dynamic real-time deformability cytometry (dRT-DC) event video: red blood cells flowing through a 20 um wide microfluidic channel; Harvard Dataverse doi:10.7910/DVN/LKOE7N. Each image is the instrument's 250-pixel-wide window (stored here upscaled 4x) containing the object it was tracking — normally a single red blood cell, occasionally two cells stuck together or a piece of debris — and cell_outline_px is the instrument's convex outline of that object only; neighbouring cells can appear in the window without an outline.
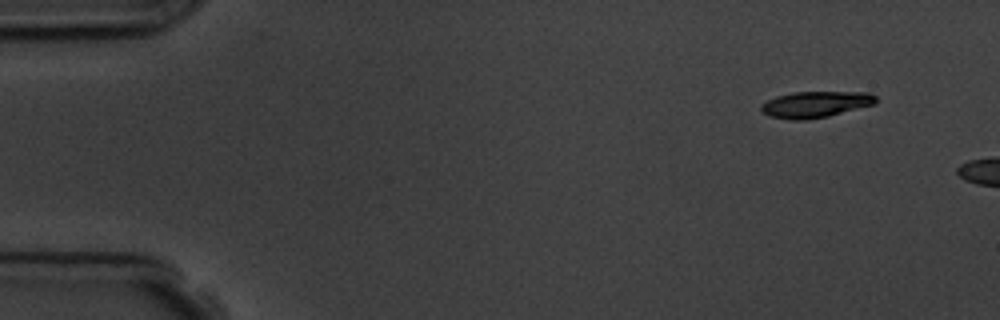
{"species": "common noctule bat (a hibernating species)", "species_latin": "Nyctalus noctula", "temperature_condition": "room temperature", "stored_images_in_passage": 5, "camera_frame_rate_fps": 3000, "um_per_image_px": 0.085, "animal": {"sex": "male", "body_mass_g": 19.5, "forearm_length_mm": 54.6}, "frame": {"image": 1, "passage_image": 1, "time_ms": 0.0, "image_size_px": [1000, 320], "cell_outline_px": [[876, 104], [828, 116], [808, 120], [788, 120], [768, 116], [760, 108], [760, 104], [776, 96], [792, 92], [868, 92], [876, 96]], "centroid_in_image_um": [69.3, 8.88], "position_along_channel_um": 15.7, "area_um2": 17.69}}
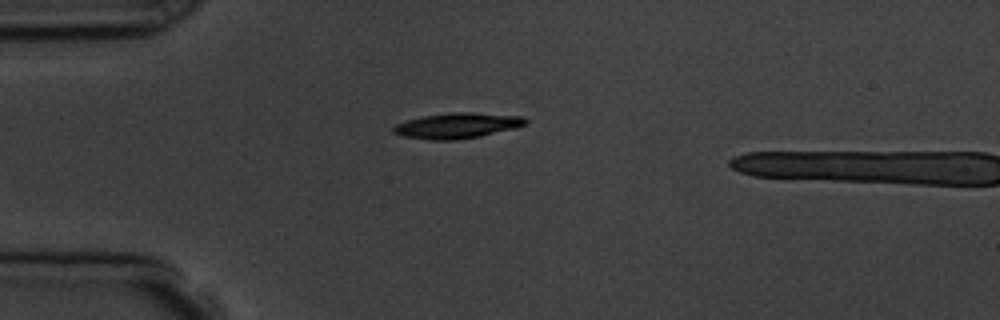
{"frame": {"image": 2, "passage_image": 4, "time_ms": 3.333, "image_size_px": [1000, 320], "cell_outline_px": [[528, 124], [516, 128], [480, 136], [452, 140], [432, 140], [400, 136], [392, 132], [392, 128], [396, 124], [408, 120], [424, 116], [448, 112], [472, 112], [524, 116], [528, 120]], "centroid_in_image_um": [38.89, 10.67], "position_along_channel_um": 46.1, "area_um2": 19.77}}